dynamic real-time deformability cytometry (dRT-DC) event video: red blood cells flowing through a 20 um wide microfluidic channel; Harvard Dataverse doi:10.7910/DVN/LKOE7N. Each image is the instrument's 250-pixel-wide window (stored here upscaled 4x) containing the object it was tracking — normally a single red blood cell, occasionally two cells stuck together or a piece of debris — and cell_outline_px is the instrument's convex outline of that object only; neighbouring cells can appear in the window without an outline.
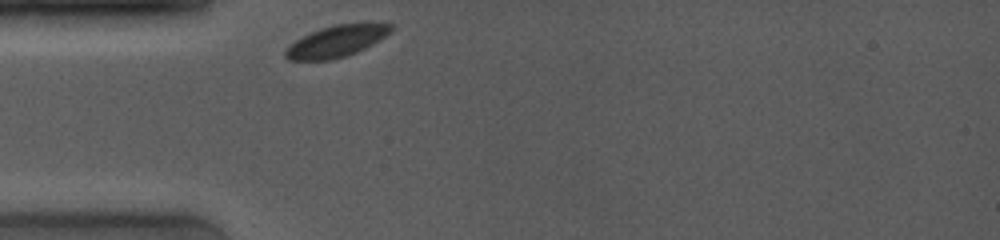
{"species": "common noctule bat (a hibernating species)", "species_latin": "Nyctalus noctula", "temperature_condition": "room temperature", "stored_images_in_passage": 1, "camera_frame_rate_fps": 4000, "um_per_image_px": 0.085, "animal": {"sex": "female", "body_mass_g": 19.0, "forearm_length_mm": 53.3}, "frame": {"image": 1, "passage_image": 1, "time_ms": 0.0, "image_size_px": [1000, 240], "cell_outline_px": [[392, 28], [384, 36], [372, 44], [356, 52], [344, 56], [328, 60], [288, 60], [284, 56], [284, 52], [296, 40], [320, 28], [336, 24], [392, 24]], "centroid_in_image_um": [28.55, 3.52], "position_along_channel_um": 56.5, "area_um2": 18.67}}